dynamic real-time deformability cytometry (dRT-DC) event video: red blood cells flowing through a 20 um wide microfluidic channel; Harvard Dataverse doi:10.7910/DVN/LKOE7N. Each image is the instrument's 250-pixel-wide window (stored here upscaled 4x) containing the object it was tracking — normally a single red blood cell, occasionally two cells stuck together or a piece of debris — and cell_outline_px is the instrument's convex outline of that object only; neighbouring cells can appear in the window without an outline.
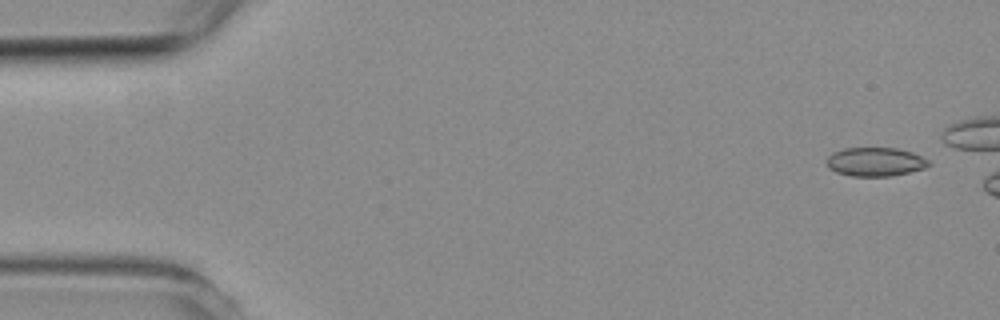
{"species": "common noctule bat (a hibernating species)", "species_latin": "Nyctalus noctula", "temperature_condition": "room temperature", "stored_images_in_passage": 4, "camera_frame_rate_fps": 3000, "um_per_image_px": 0.085, "animal": {"sex": "female", "body_mass_g": 19.3, "forearm_length_mm": 54.1}, "frame": {"image": 1, "passage_image": 1, "time_ms": 0.0, "image_size_px": [1000, 320], "cell_outline_px": [[932, 164], [924, 168], [908, 172], [888, 176], [852, 176], [836, 172], [828, 168], [828, 156], [832, 152], [844, 148], [896, 148], [912, 152], [928, 160]], "centroid_in_image_um": [74.39, 13.75], "position_along_channel_um": 10.6, "area_um2": 16.99}}